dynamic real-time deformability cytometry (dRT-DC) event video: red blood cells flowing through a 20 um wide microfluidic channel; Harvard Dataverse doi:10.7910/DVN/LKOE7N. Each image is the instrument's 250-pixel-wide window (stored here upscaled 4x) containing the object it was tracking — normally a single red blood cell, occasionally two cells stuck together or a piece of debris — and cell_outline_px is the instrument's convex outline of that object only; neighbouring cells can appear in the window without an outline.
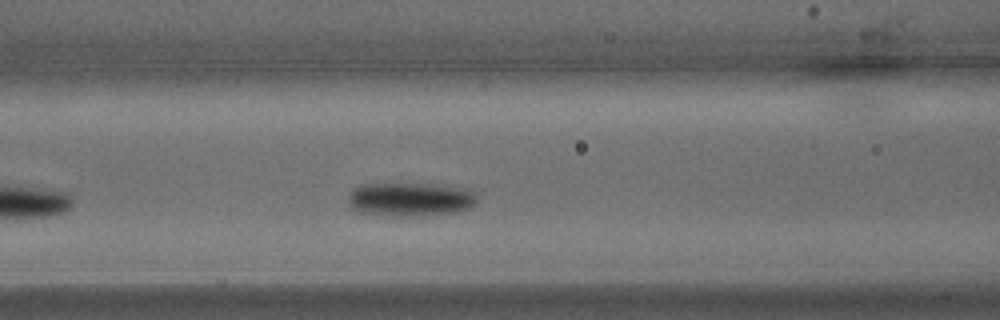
{"species": "common noctule bat (a hibernating species)", "species_latin": "Nyctalus noctula", "temperature_condition": "warm", "stored_images_in_passage": 18, "camera_frame_rate_fps": 3000, "um_per_image_px": 0.085, "animal": {"sex": "male", "body_mass_g": 15.6}, "frame": {"image": 1, "passage_image": 6, "time_ms": 1.667, "image_size_px": [1000, 320], "cell_outline_px": [[476, 200], [468, 208], [456, 212], [424, 216], [388, 216], [360, 212], [352, 208], [348, 204], [348, 196], [352, 188], [360, 184], [428, 184], [468, 188], [476, 192]], "centroid_in_image_um": [34.84, 16.95], "position_along_channel_um": 131.8, "area_um2": 25.61}}
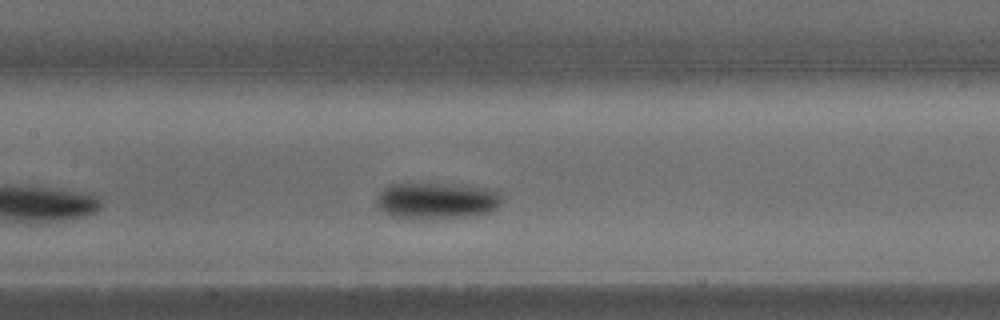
{"frame": {"image": 2, "passage_image": 8, "time_ms": 2.333, "image_size_px": [1000, 320], "cell_outline_px": [[500, 204], [492, 212], [476, 216], [432, 220], [420, 220], [392, 216], [384, 212], [380, 208], [376, 200], [380, 192], [388, 184], [460, 184], [484, 188], [500, 192]], "centroid_in_image_um": [37.14, 17.09], "position_along_channel_um": 170.3, "area_um2": 27.11}}
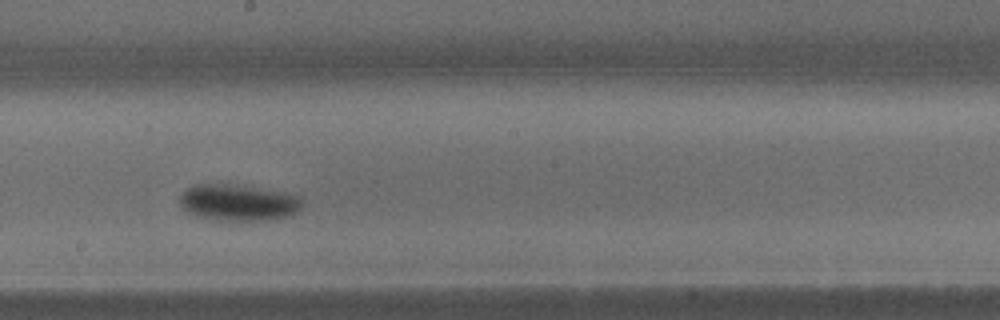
{"frame": {"image": 3, "passage_image": 11, "time_ms": 3.333, "image_size_px": [1000, 320], "cell_outline_px": [[300, 208], [296, 212], [288, 216], [276, 220], [216, 220], [200, 216], [188, 212], [180, 204], [180, 196], [188, 188], [196, 184], [224, 184], [260, 188], [284, 192], [300, 196]], "centroid_in_image_um": [20.27, 17.22], "position_along_channel_um": 227.9, "area_um2": 25.66}}